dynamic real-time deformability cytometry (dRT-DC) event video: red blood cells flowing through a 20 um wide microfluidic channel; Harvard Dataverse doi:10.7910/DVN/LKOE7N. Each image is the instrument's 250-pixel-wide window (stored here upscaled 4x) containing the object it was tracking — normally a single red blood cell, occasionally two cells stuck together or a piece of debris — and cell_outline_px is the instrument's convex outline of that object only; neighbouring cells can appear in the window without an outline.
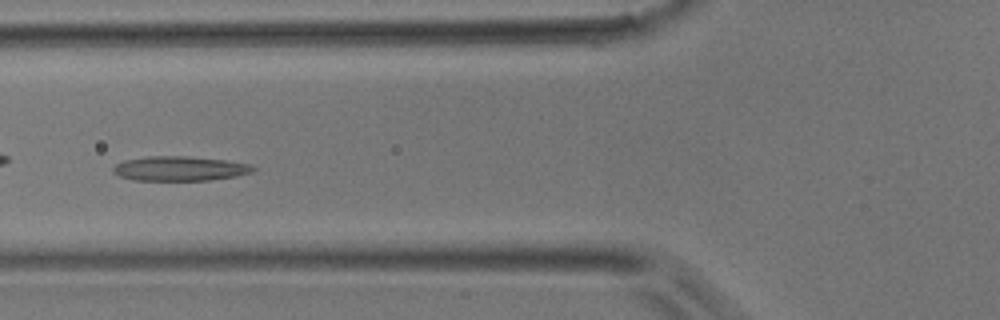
{"species": "common noctule bat (a hibernating species)", "species_latin": "Nyctalus noctula", "temperature_condition": "room temperature", "stored_images_in_passage": 43, "camera_frame_rate_fps": 3000, "um_per_image_px": 0.085, "animal": {"sex": "male", "body_mass_g": 17.9}, "frame": {"image": 1, "passage_image": 14, "time_ms": 4.333, "image_size_px": [1000, 320], "cell_outline_px": [[256, 168], [252, 172], [236, 176], [208, 180], [132, 180], [120, 176], [112, 172], [112, 168], [116, 164], [124, 160], [148, 156], [184, 156], [224, 160], [252, 164]], "centroid_in_image_um": [15.27, 14.32], "position_along_channel_um": 110.5, "area_um2": 20.0}}
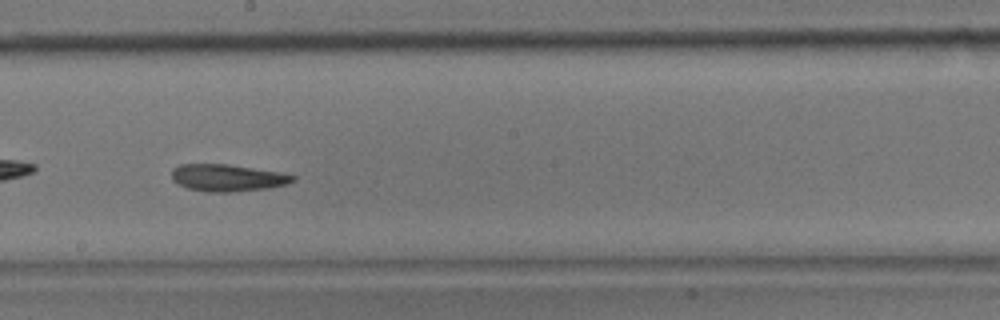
{"frame": {"image": 2, "passage_image": 22, "time_ms": 7.0, "image_size_px": [1000, 320], "cell_outline_px": [[296, 180], [288, 184], [268, 188], [232, 192], [208, 192], [188, 188], [172, 180], [172, 168], [180, 164], [228, 164], [280, 172], [296, 176]], "centroid_in_image_um": [19.35, 15.11], "position_along_channel_um": 228.8, "area_um2": 19.13}}
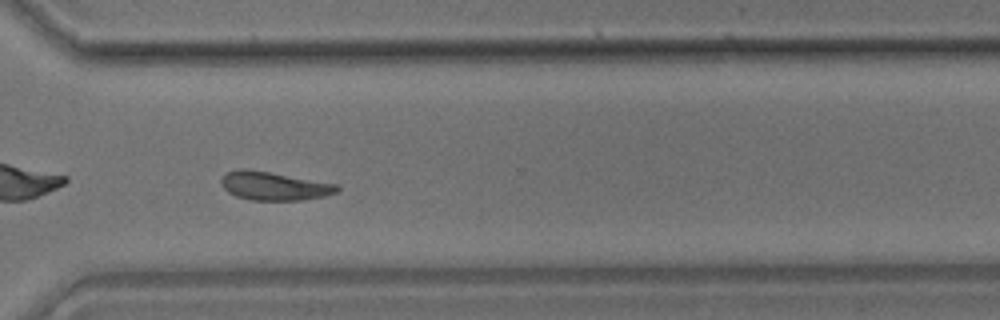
{"frame": {"image": 3, "passage_image": 30, "time_ms": 9.667, "image_size_px": [1000, 320], "cell_outline_px": [[340, 188], [336, 192], [324, 196], [304, 200], [252, 200], [236, 196], [228, 192], [224, 188], [220, 180], [228, 172], [240, 168], [244, 168], [340, 184]], "centroid_in_image_um": [23.33, 15.81], "position_along_channel_um": 347.3, "area_um2": 19.13}}